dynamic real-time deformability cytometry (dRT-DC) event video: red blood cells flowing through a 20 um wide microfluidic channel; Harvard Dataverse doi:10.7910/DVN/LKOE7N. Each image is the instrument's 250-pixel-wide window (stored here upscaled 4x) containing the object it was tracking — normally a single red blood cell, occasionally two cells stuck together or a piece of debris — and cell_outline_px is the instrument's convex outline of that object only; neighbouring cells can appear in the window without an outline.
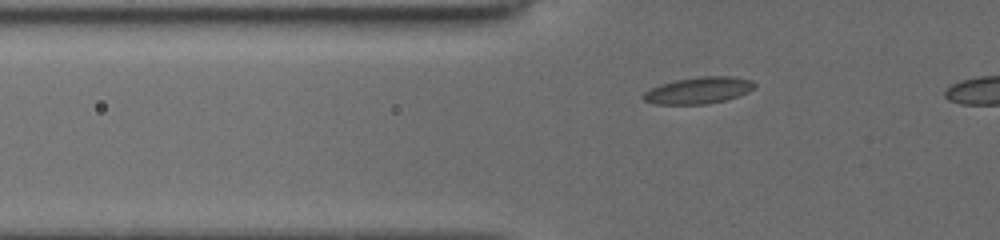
{"species": "common noctule bat (a hibernating species)", "species_latin": "Nyctalus noctula", "temperature_condition": "cold", "stored_images_in_passage": 34, "camera_frame_rate_fps": 3000, "um_per_image_px": 0.085, "animal": {"sex": "female", "body_mass_g": 19.5, "forearm_length_mm": 54.1}, "frame": {"image": 1, "passage_image": 11, "time_ms": 4.0, "image_size_px": [1000, 240], "cell_outline_px": [[756, 88], [748, 92], [724, 100], [708, 104], [652, 104], [644, 100], [640, 96], [644, 92], [660, 84], [676, 80], [700, 76], [732, 76], [752, 80], [756, 84]], "centroid_in_image_um": [59.37, 7.68], "position_along_channel_um": 66.4, "area_um2": 17.34}}
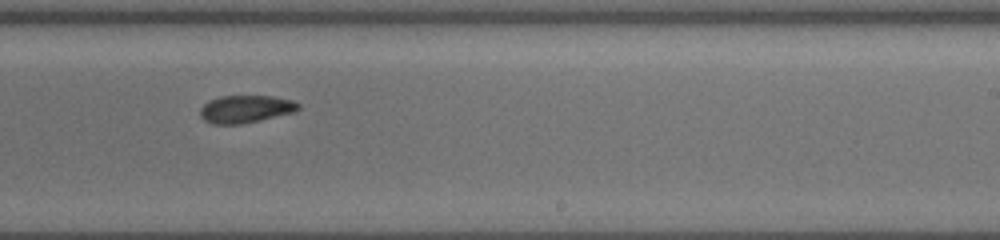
{"frame": {"image": 2, "passage_image": 24, "time_ms": 9.333, "image_size_px": [1000, 240], "cell_outline_px": [[300, 108], [296, 112], [260, 120], [240, 124], [212, 124], [204, 120], [200, 116], [200, 108], [208, 100], [220, 96], [272, 96], [292, 100], [300, 104]], "centroid_in_image_um": [20.88, 9.27], "position_along_channel_um": 268.1, "area_um2": 15.9}}
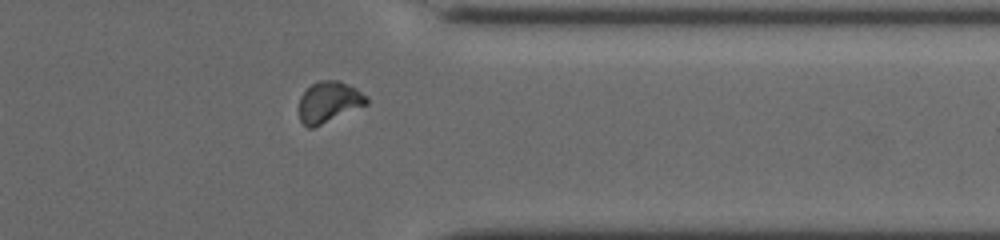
{"frame": {"image": 3, "passage_image": 33, "time_ms": 12.333, "image_size_px": [1000, 240], "cell_outline_px": [[368, 104], [312, 128], [308, 128], [300, 120], [300, 96], [312, 84], [320, 80], [340, 80], [356, 88], [368, 96]], "centroid_in_image_um": [27.98, 8.65], "position_along_channel_um": 383.4, "area_um2": 16.01}}